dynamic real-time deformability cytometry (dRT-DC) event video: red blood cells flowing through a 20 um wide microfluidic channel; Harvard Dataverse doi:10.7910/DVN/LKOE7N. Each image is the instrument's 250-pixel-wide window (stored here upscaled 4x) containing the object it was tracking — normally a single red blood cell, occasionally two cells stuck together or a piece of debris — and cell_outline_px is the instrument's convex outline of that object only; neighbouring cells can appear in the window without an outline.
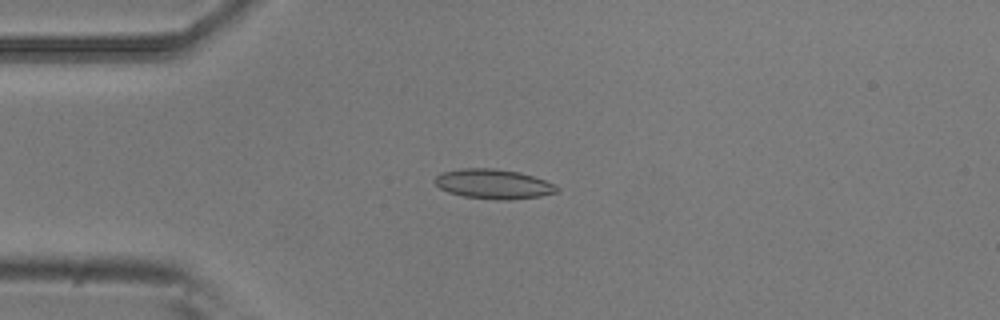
{"species": "common noctule bat (a hibernating species)", "species_latin": "Nyctalus noctula", "temperature_condition": "room temperature", "stored_images_in_passage": 5, "camera_frame_rate_fps": 3000, "um_per_image_px": 0.085, "animal": {"sex": "male", "body_mass_g": 20.5, "forearm_length_mm": 52.5}, "frame": {"image": 1, "passage_image": 4, "time_ms": 1.0, "image_size_px": [1000, 320], "cell_outline_px": [[560, 188], [556, 192], [540, 196], [504, 200], [496, 200], [464, 196], [448, 192], [440, 188], [432, 180], [440, 172], [460, 168], [492, 168], [520, 172], [556, 184]], "centroid_in_image_um": [41.91, 15.63], "position_along_channel_um": 43.1, "area_um2": 21.15}}